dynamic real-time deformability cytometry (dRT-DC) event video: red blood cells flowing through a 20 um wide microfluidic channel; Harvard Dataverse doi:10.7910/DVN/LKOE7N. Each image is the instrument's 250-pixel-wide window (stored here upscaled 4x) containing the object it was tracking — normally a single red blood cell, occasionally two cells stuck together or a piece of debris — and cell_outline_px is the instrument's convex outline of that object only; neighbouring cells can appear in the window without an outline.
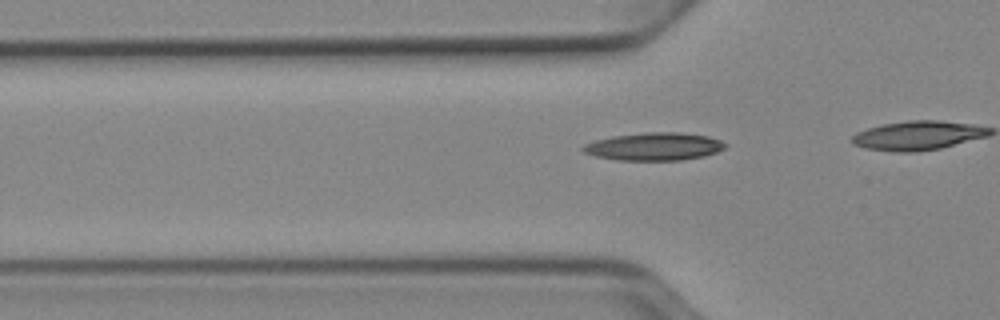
{"species": "Egyptian fruit bat (a non-hibernating species)", "species_latin": "Rousettus aegyptiacus", "temperature_condition": "cold", "stored_images_in_passage": 19, "camera_frame_rate_fps": 3000, "um_per_image_px": 0.085, "animal": {"sex": "female"}, "frame": {"image": 1, "passage_image": 14, "time_ms": 4.333, "image_size_px": [1000, 320], "cell_outline_px": [[728, 144], [724, 148], [716, 152], [704, 156], [680, 160], [620, 160], [596, 156], [584, 152], [580, 148], [584, 144], [596, 140], [612, 136], [648, 132], [680, 132], [708, 136], [720, 140]], "centroid_in_image_um": [55.61, 12.45], "position_along_channel_um": 70.2, "area_um2": 22.95}}
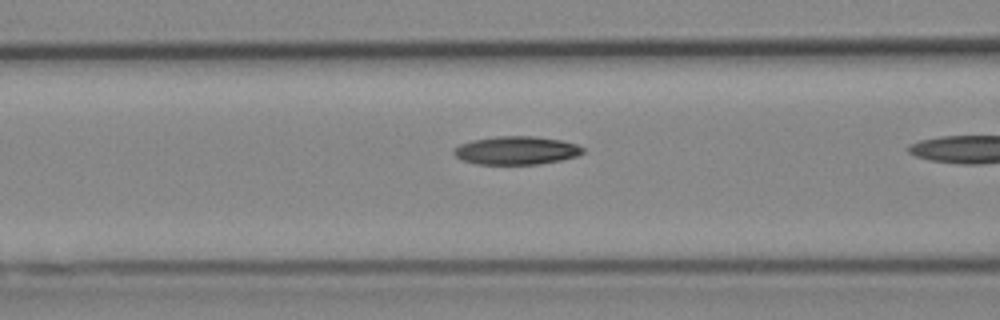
{"frame": {"image": 2, "passage_image": 18, "time_ms": 5.667, "image_size_px": [1000, 320], "cell_outline_px": [[584, 152], [576, 156], [560, 160], [540, 164], [476, 164], [460, 160], [452, 152], [452, 148], [460, 144], [472, 140], [496, 136], [536, 136], [560, 140], [576, 144], [584, 148]], "centroid_in_image_um": [43.84, 12.78], "position_along_channel_um": 122.8, "area_um2": 21.39}}